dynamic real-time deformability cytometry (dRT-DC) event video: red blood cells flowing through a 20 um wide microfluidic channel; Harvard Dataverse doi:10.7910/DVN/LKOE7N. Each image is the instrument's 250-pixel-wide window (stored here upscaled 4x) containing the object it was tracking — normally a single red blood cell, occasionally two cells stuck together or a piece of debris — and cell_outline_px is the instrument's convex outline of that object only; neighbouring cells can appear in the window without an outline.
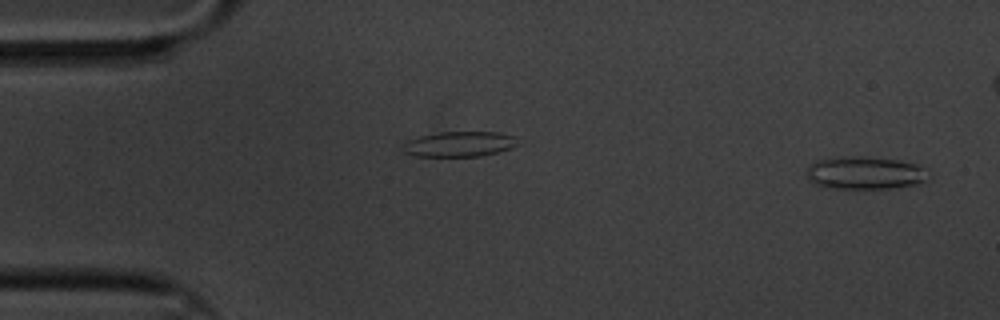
{"species": "common noctule bat (a hibernating species)", "species_latin": "Nyctalus noctula", "temperature_condition": "cold", "stored_images_in_passage": 53, "segment_of_instrument_passage": [1, 2], "camera_frame_rate_fps": 3000, "um_per_image_px": 0.085, "animal": {"sex": "male", "body_mass_g": 20.1, "forearm_length_mm": 53.5}, "frame": {"image": 1, "passage_image": 2, "time_ms": 0.333, "image_size_px": [1000, 320], "cell_outline_px": [[932, 176], [924, 184], [864, 192], [832, 188], [812, 184], [808, 180], [804, 172], [816, 160], [840, 156], [864, 156], [900, 160], [916, 164]], "centroid_in_image_um": [73.54, 14.75], "position_along_channel_um": 11.5, "area_um2": 24.74}}
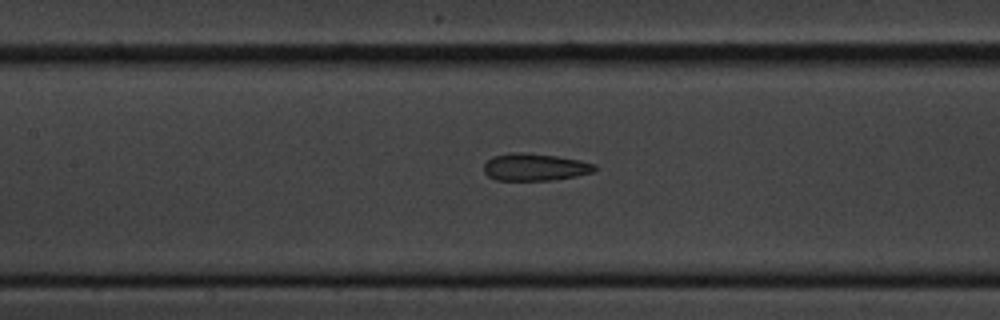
{"frame": {"image": 2, "passage_image": 26, "time_ms": 8.333, "image_size_px": [1000, 320], "cell_outline_px": [[596, 168], [592, 172], [576, 176], [552, 180], [496, 180], [488, 176], [484, 172], [484, 164], [492, 156], [512, 152], [520, 152], [556, 156], [580, 160], [596, 164]], "centroid_in_image_um": [45.45, 14.2], "position_along_channel_um": 162.0, "area_um2": 17.57}}
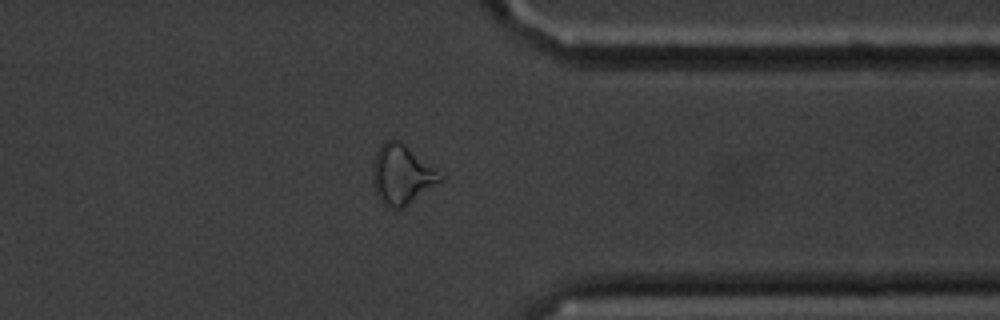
{"frame": {"image": 3, "passage_image": 46, "time_ms": 15.0, "image_size_px": [1000, 320], "cell_outline_px": [[444, 180], [400, 208], [388, 208], [380, 200], [376, 192], [372, 180], [372, 164], [376, 152], [384, 140], [396, 140], [404, 144], [436, 168], [444, 176]], "centroid_in_image_um": [34.14, 14.83], "position_along_channel_um": 377.3, "area_um2": 23.18}}